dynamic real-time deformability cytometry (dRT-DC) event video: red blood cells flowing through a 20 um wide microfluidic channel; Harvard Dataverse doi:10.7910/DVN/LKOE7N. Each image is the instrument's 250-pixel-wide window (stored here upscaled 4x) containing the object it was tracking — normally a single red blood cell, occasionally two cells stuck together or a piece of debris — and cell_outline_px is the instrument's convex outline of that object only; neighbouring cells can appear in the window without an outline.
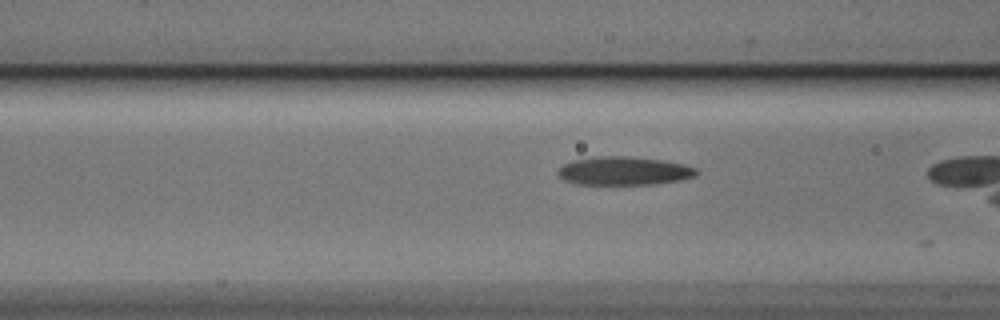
{"species": "Egyptian fruit bat (a non-hibernating species)", "species_latin": "Rousettus aegyptiacus", "temperature_condition": "cold", "stored_images_in_passage": 12, "camera_frame_rate_fps": 3000, "um_per_image_px": 0.085, "animal": {"sex": "male"}, "frame": {"image": 1, "passage_image": 11, "time_ms": 3.333, "image_size_px": [1000, 320], "cell_outline_px": [[700, 172], [696, 176], [680, 180], [652, 184], [580, 184], [564, 180], [556, 172], [564, 164], [576, 160], [600, 156], [628, 156], [664, 160], [684, 164], [696, 168]], "centroid_in_image_um": [53.09, 14.52], "position_along_channel_um": 113.5, "area_um2": 22.83}}